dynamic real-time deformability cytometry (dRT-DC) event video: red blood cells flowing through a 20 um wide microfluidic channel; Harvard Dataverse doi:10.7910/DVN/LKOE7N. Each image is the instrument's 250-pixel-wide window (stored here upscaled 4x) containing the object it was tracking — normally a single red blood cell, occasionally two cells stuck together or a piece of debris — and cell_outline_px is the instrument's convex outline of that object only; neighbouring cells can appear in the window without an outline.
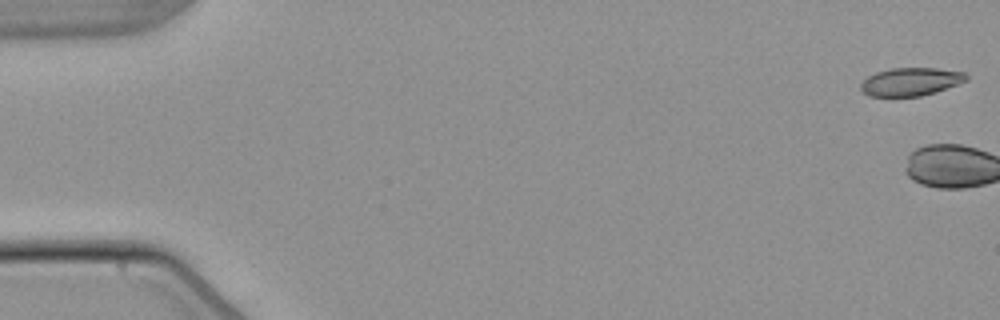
{"species": "common noctule bat (a hibernating species)", "species_latin": "Nyctalus noctula", "temperature_condition": "warm", "stored_images_in_passage": 2, "camera_frame_rate_fps": 3000, "um_per_image_px": 0.085, "animal": {"sex": "male", "body_mass_g": 21.5, "forearm_length_mm": 52.0}, "frame": {"image": 1, "passage_image": 1, "time_ms": 0.0, "image_size_px": [1000, 320], "cell_outline_px": [[968, 80], [936, 92], [920, 96], [868, 96], [860, 88], [860, 84], [868, 76], [876, 72], [892, 68], [936, 68], [964, 72], [968, 76]], "centroid_in_image_um": [77.42, 6.94], "position_along_channel_um": 7.6, "area_um2": 17.22}}